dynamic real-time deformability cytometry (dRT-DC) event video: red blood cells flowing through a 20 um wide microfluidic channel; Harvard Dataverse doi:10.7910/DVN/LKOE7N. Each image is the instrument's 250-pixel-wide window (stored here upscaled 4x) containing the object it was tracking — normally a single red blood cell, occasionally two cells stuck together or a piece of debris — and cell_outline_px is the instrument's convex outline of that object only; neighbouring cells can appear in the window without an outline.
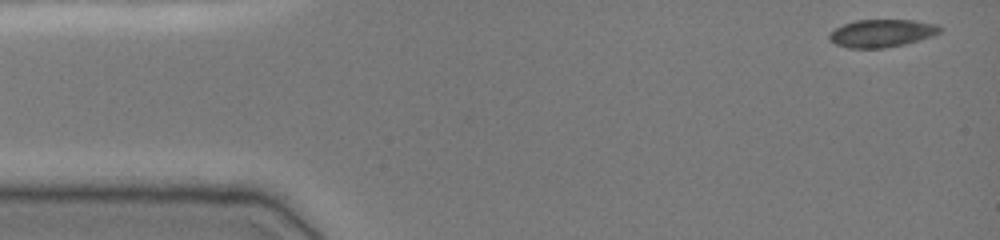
{"species": "common noctule bat (a hibernating species)", "species_latin": "Nyctalus noctula", "temperature_condition": "cold", "stored_images_in_passage": 43, "camera_frame_rate_fps": 3000, "um_per_image_px": 0.085, "animal": {"sex": "female", "body_mass_g": 19.0, "forearm_length_mm": 51.5}, "frame": {"image": 1, "passage_image": 1, "time_ms": 0.0, "image_size_px": [1000, 240], "cell_outline_px": [[944, 28], [940, 32], [932, 36], [920, 40], [904, 44], [884, 48], [848, 48], [836, 44], [828, 40], [828, 36], [836, 28], [844, 24], [856, 20], [912, 20], [940, 24]], "centroid_in_image_um": [74.99, 2.82], "position_along_channel_um": 10.0, "area_um2": 17.98}}
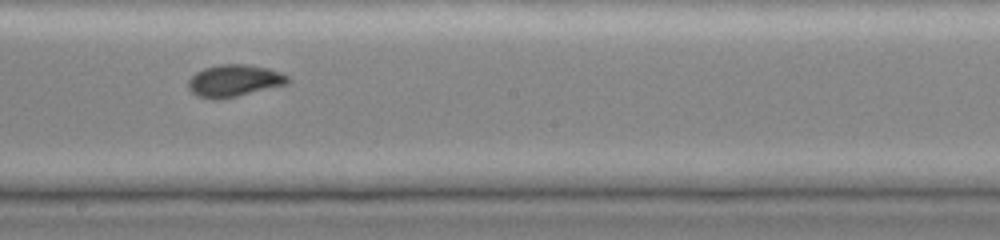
{"frame": {"image": 2, "passage_image": 26, "time_ms": 8.333, "image_size_px": [1000, 240], "cell_outline_px": [[292, 80], [288, 84], [236, 96], [196, 96], [188, 88], [188, 80], [196, 72], [204, 68], [220, 64], [248, 64], [268, 68], [280, 72], [288, 76]], "centroid_in_image_um": [19.96, 6.81], "position_along_channel_um": 228.2, "area_um2": 18.09}}
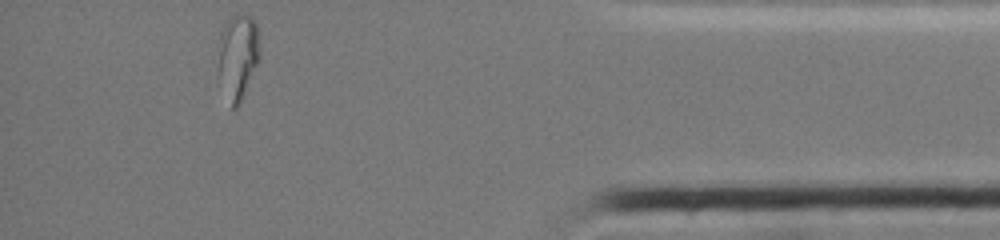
{"frame": {"image": 3, "passage_image": 43, "time_ms": 14.0, "image_size_px": [1000, 240], "cell_outline_px": [[260, 60], [244, 96], [240, 104], [236, 108], [232, 108], [216, 80], [212, 60], [212, 56], [220, 32], [224, 24], [232, 16], [240, 12], [252, 16], [256, 24], [260, 48]], "centroid_in_image_um": [20.11, 4.84], "position_along_channel_um": 415.1, "area_um2": 22.83}}